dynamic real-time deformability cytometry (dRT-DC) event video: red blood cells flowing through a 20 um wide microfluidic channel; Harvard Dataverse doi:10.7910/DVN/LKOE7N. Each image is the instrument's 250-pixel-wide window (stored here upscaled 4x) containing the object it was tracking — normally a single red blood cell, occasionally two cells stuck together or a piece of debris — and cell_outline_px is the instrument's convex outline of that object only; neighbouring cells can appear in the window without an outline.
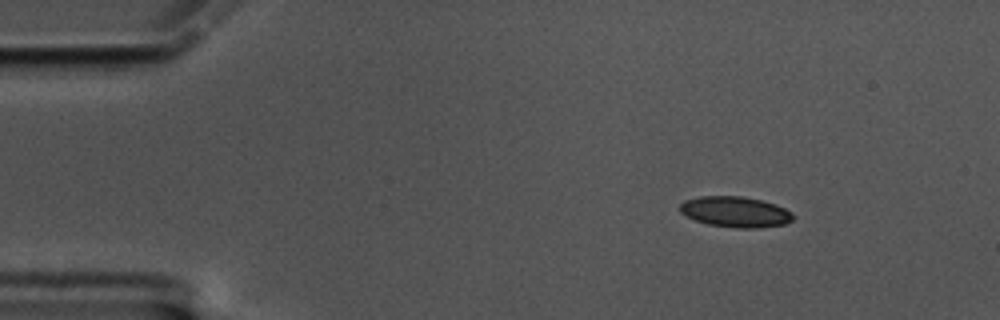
{"species": "common noctule bat (a hibernating species)", "species_latin": "Nyctalus noctula", "temperature_condition": "cold", "stored_images_in_passage": 16, "camera_frame_rate_fps": 3000, "um_per_image_px": 0.085, "animal": {"sex": "male", "body_mass_g": 17.5, "forearm_length_mm": 52.3}, "frame": {"image": 1, "passage_image": 8, "time_ms": 2.333, "image_size_px": [1000, 320], "cell_outline_px": [[796, 216], [792, 220], [784, 224], [756, 228], [736, 228], [708, 224], [696, 220], [680, 212], [680, 204], [684, 200], [700, 196], [740, 196], [760, 200], [776, 204], [792, 212]], "centroid_in_image_um": [62.52, 18.0], "position_along_channel_um": 22.5, "area_um2": 20.17}}